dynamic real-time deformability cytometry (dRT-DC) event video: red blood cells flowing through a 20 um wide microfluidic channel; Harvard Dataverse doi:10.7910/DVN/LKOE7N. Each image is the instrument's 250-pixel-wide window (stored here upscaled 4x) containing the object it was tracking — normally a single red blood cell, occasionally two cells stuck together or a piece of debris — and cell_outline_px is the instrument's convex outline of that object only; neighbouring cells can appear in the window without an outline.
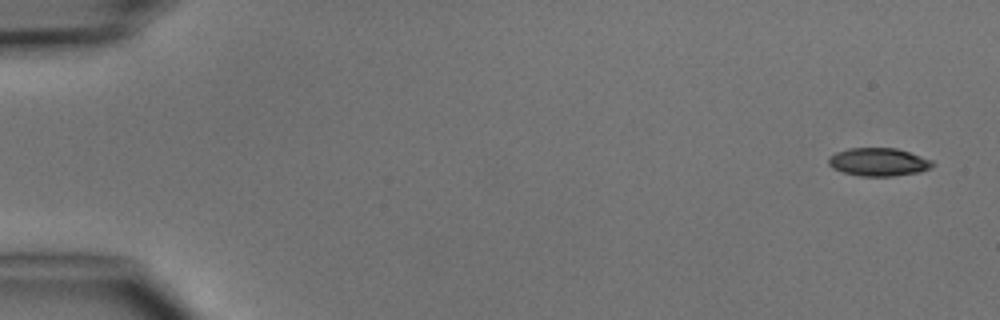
{"species": "common noctule bat (a hibernating species)", "species_latin": "Nyctalus noctula", "temperature_condition": "cold", "stored_images_in_passage": 4, "camera_frame_rate_fps": 3000, "um_per_image_px": 0.085, "animal": {"sex": "male", "body_mass_g": 15.6}, "frame": {"image": 1, "passage_image": 1, "time_ms": 0.0, "image_size_px": [1000, 320], "cell_outline_px": [[936, 164], [932, 168], [920, 172], [892, 176], [860, 176], [844, 172], [832, 168], [828, 164], [828, 156], [836, 152], [848, 148], [896, 148], [932, 160]], "centroid_in_image_um": [74.67, 13.77], "position_along_channel_um": 10.3, "area_um2": 17.11}}
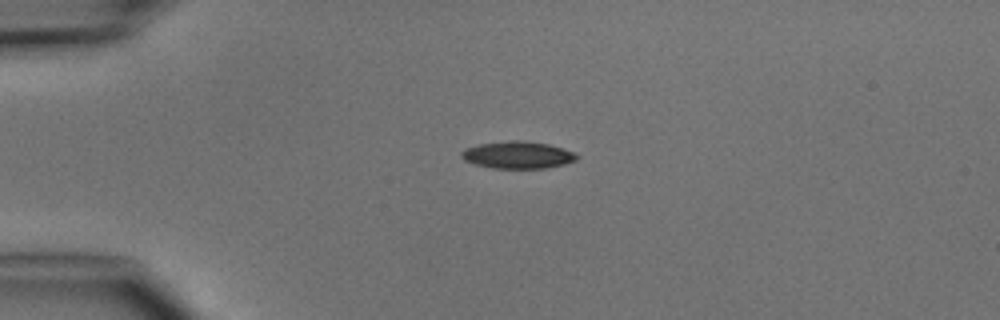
{"frame": {"image": 2, "passage_image": 4, "time_ms": 3.333, "image_size_px": [1000, 320], "cell_outline_px": [[580, 156], [576, 160], [564, 164], [544, 168], [492, 168], [476, 164], [464, 160], [460, 156], [460, 152], [464, 148], [480, 144], [512, 140], [524, 140], [548, 144], [572, 152]], "centroid_in_image_um": [43.97, 13.17], "position_along_channel_um": 41.0, "area_um2": 18.15}}